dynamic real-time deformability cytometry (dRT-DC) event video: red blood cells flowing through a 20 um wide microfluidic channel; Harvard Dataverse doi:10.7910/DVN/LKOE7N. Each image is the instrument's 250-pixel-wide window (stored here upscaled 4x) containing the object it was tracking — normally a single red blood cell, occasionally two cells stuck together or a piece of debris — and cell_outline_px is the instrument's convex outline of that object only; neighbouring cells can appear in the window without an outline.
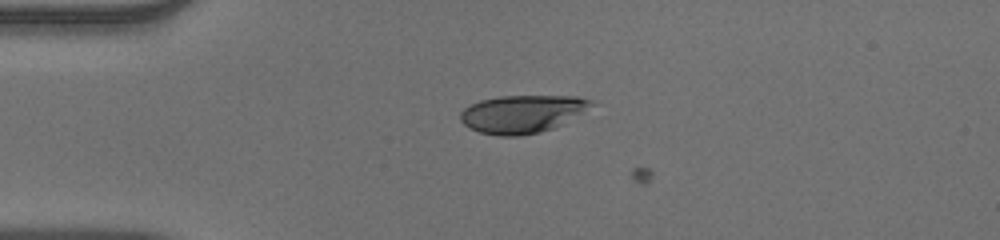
{"species": "human", "species_latin": "Homo sapiens", "temperature_condition": "warm", "stored_images_in_passage": 12, "camera_frame_rate_fps": 3000, "um_per_image_px": 0.085, "donor": {"sex": "male"}, "frame": {"image": 1, "passage_image": 1, "time_ms": 0.0, "image_size_px": [1000, 240], "cell_outline_px": [[600, 104], [552, 128], [540, 132], [520, 136], [500, 136], [480, 132], [468, 128], [460, 120], [460, 112], [464, 108], [480, 100], [500, 96], [576, 96], [592, 100]], "centroid_in_image_um": [44.42, 9.67], "position_along_channel_um": 40.6, "area_um2": 29.02}}
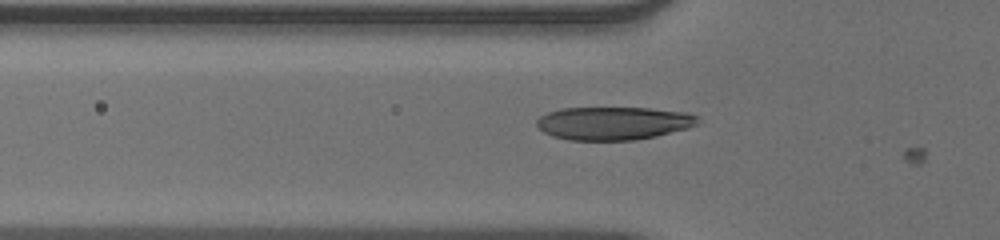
{"frame": {"image": 2, "passage_image": 6, "time_ms": 1.667, "image_size_px": [1000, 240], "cell_outline_px": [[700, 124], [688, 128], [656, 136], [636, 140], [568, 140], [552, 136], [544, 132], [536, 124], [536, 120], [540, 116], [548, 112], [560, 108], [648, 108], [688, 112], [700, 116]], "centroid_in_image_um": [52.19, 10.47], "position_along_channel_um": 73.6, "area_um2": 31.39}}
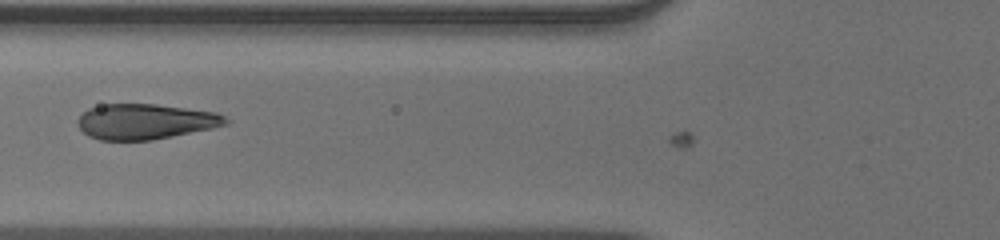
{"frame": {"image": 3, "passage_image": 9, "time_ms": 2.667, "image_size_px": [1000, 240], "cell_outline_px": [[228, 124], [212, 128], [152, 140], [100, 140], [88, 136], [76, 124], [76, 120], [88, 108], [100, 104], [156, 104], [216, 112], [224, 116], [228, 120]], "centroid_in_image_um": [12.32, 10.33], "position_along_channel_um": 113.5, "area_um2": 30.52}}